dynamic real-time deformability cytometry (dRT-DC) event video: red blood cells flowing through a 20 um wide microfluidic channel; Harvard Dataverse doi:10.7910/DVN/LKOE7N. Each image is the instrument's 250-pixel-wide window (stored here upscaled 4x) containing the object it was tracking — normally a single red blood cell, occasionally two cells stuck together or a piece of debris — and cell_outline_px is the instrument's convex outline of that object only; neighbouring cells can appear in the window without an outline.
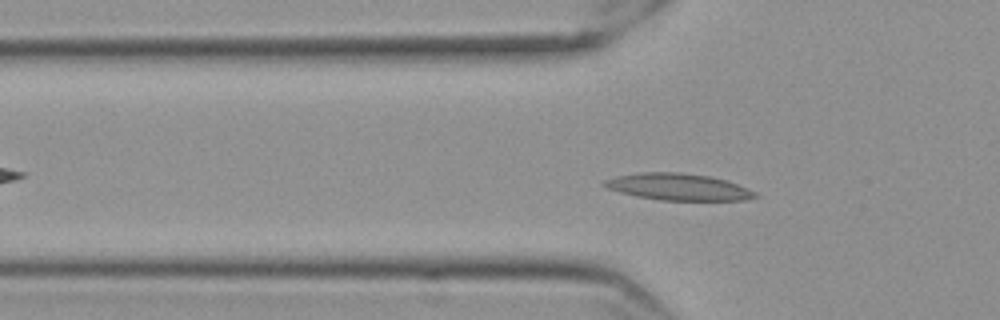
{"species": "Egyptian fruit bat (a non-hibernating species)", "species_latin": "Rousettus aegyptiacus", "temperature_condition": "cold", "stored_images_in_passage": 53, "camera_frame_rate_fps": 3000, "um_per_image_px": 0.085, "frame": {"image": 1, "passage_image": 14, "time_ms": 4.333, "image_size_px": [1000, 320], "cell_outline_px": [[760, 196], [744, 200], [660, 200], [636, 196], [620, 192], [608, 188], [600, 184], [604, 180], [616, 176], [640, 172], [680, 172], [708, 176], [724, 180], [748, 188], [756, 192]], "centroid_in_image_um": [57.63, 15.88], "position_along_channel_um": 68.2, "area_um2": 23.41}}
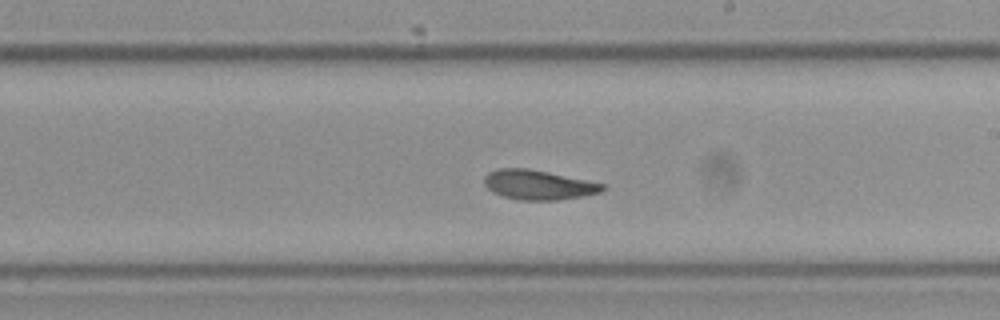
{"frame": {"image": 2, "passage_image": 29, "time_ms": 9.333, "image_size_px": [1000, 320], "cell_outline_px": [[608, 188], [600, 192], [584, 196], [560, 200], [520, 200], [504, 196], [492, 192], [484, 184], [484, 176], [488, 172], [500, 168], [528, 168], [548, 172], [604, 184]], "centroid_in_image_um": [45.76, 15.71], "position_along_channel_um": 243.2, "area_um2": 20.4}}
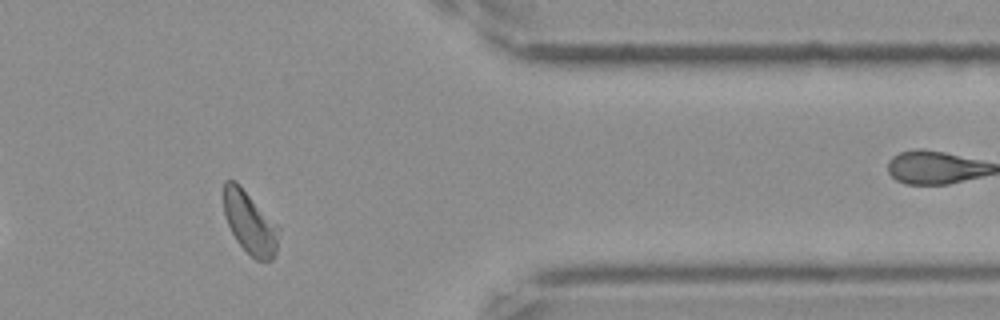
{"frame": {"image": 3, "passage_image": 43, "time_ms": 14.0, "image_size_px": [1000, 320], "cell_outline_px": [[280, 232], [276, 252], [272, 260], [256, 260], [236, 240], [224, 216], [224, 180], [236, 180], [280, 228]], "centroid_in_image_um": [21.24, 18.92], "position_along_channel_um": 390.2, "area_um2": 19.88}, "authors_computed_cell_mechanics": {"area_um2": 20.7502, "velocity_mm_per_s": 3.5086, "shape_relaxation_time_tau1_ms": 11.0475, "shape_relaxation_time_tau2_ms": 2.7483, "deformation_change_tau1": 0.2069, "deformation_change_tau2": 0.084}}